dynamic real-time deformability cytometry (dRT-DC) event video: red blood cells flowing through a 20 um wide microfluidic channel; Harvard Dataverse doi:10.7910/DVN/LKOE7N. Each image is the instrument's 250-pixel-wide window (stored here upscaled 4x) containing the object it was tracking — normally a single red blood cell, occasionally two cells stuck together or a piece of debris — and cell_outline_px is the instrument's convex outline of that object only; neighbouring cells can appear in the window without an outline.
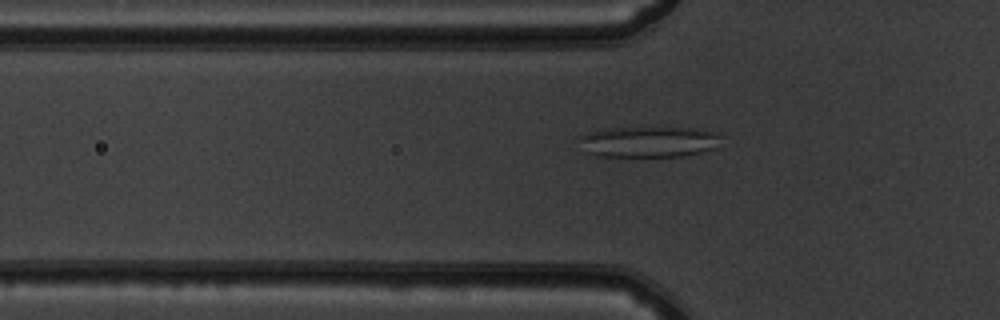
{"species": "common noctule bat (a hibernating species)", "species_latin": "Nyctalus noctula", "temperature_condition": "warm", "stored_images_in_passage": 42, "camera_frame_rate_fps": 3000, "um_per_image_px": 0.085, "animal": {"sex": "male", "body_mass_g": 19.5, "forearm_length_mm": 54.6}, "frame": {"image": 1, "passage_image": 8, "time_ms": 2.333, "image_size_px": [1000, 320], "cell_outline_px": [[720, 148], [684, 156], [596, 156], [588, 152], [580, 136], [592, 132], [608, 128], [696, 128], [720, 132]], "centroid_in_image_um": [55.31, 12.05], "position_along_channel_um": 70.5, "area_um2": 25.37}}
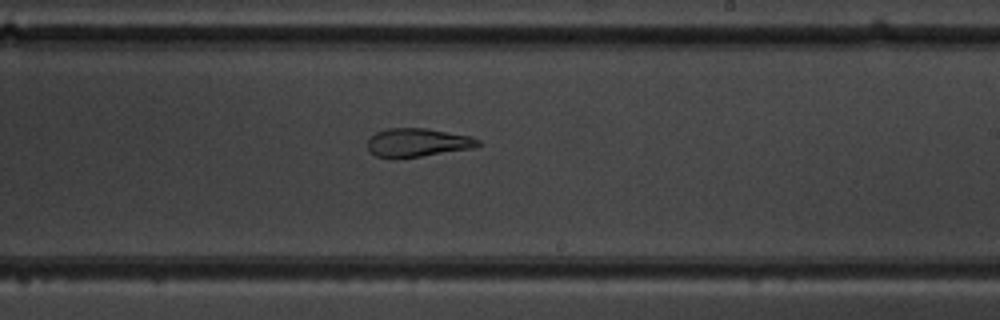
{"frame": {"image": 2, "passage_image": 22, "time_ms": 7.0, "image_size_px": [1000, 320], "cell_outline_px": [[484, 144], [472, 148], [420, 156], [392, 160], [376, 156], [368, 152], [368, 140], [376, 132], [388, 128], [424, 128], [472, 136], [480, 140]], "centroid_in_image_um": [35.47, 12.13], "position_along_channel_um": 253.5, "area_um2": 18.61}}
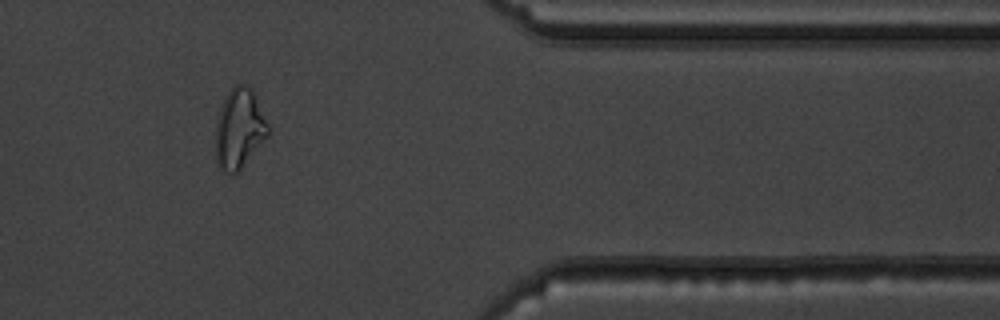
{"frame": {"image": 3, "passage_image": 34, "time_ms": 11.0, "image_size_px": [1000, 320], "cell_outline_px": [[268, 136], [240, 168], [236, 172], [224, 172], [216, 164], [216, 124], [224, 100], [228, 92], [236, 84], [244, 84], [252, 88], [256, 96], [268, 124]], "centroid_in_image_um": [20.34, 10.92], "position_along_channel_um": 391.1, "area_um2": 23.93}, "authors_computed_cell_mechanics": {"area_um2": 22.1374, "velocity_mm_per_s": 3.9204, "shape_relaxation_time_tau1_ms": null, "shape_relaxation_time_tau2_ms": 1.6013, "deformation_change_tau1": null, "deformation_change_tau2": 0.0917}}